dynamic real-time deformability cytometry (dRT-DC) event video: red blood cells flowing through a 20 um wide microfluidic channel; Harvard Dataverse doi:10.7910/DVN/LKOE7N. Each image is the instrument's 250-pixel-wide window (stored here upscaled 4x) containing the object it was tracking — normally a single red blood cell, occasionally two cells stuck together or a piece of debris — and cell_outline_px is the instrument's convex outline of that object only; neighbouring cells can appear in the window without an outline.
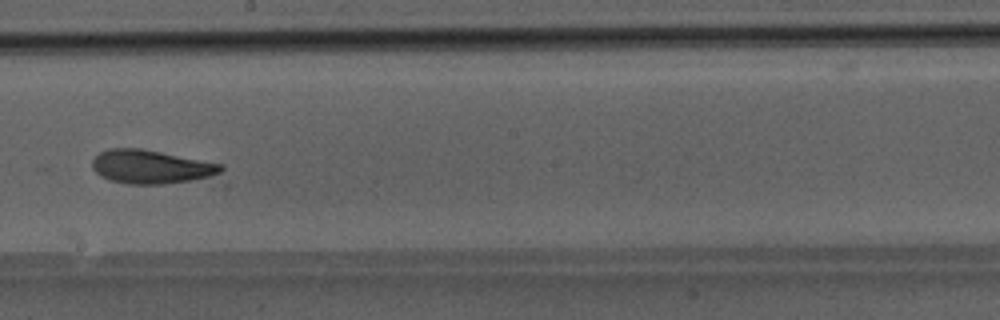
{"species": "Egyptian fruit bat (a non-hibernating species)", "species_latin": "Rousettus aegyptiacus", "temperature_condition": "room temperature", "stored_images_in_passage": 26, "camera_frame_rate_fps": 3000, "um_per_image_px": 0.085, "animal": {"sex": "male"}, "frame": {"image": 1, "passage_image": 14, "time_ms": 4.333, "image_size_px": [1000, 320], "cell_outline_px": [[224, 168], [220, 176], [164, 184], [128, 184], [108, 180], [100, 176], [92, 168], [92, 160], [100, 152], [108, 148], [140, 148], [224, 164]], "centroid_in_image_um": [12.88, 14.19], "position_along_channel_um": 235.3, "area_um2": 25.61}}
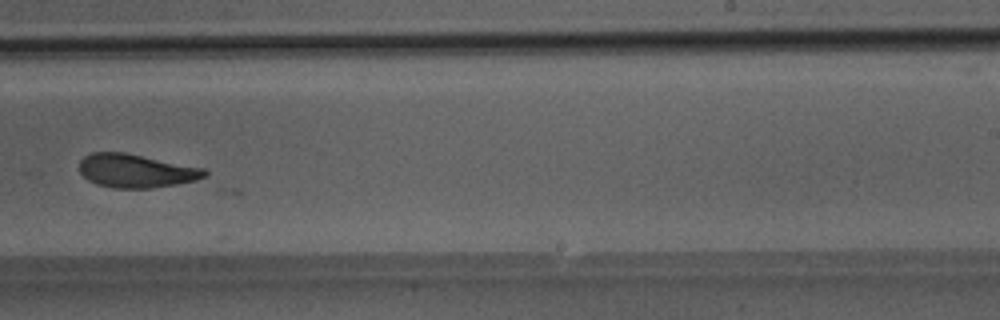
{"frame": {"image": 2, "passage_image": 17, "time_ms": 5.333, "image_size_px": [1000, 320], "cell_outline_px": [[208, 180], [152, 188], [116, 188], [96, 184], [88, 180], [80, 172], [80, 160], [84, 156], [92, 152], [124, 152], [204, 168], [208, 172]], "centroid_in_image_um": [11.66, 14.53], "position_along_channel_um": 277.3, "area_um2": 24.91}}